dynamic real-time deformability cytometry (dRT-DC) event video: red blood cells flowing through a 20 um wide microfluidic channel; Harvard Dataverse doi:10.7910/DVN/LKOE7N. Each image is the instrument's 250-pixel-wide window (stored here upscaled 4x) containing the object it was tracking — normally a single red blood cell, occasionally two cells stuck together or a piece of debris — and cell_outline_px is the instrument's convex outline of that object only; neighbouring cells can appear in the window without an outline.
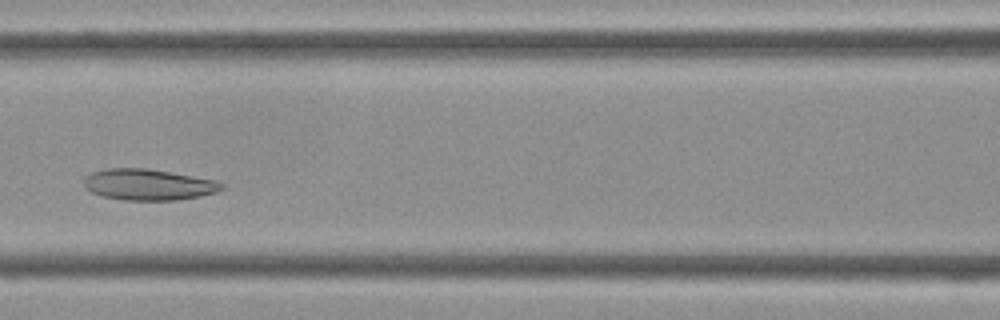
{"species": "Egyptian fruit bat (a non-hibernating species)", "species_latin": "Rousettus aegyptiacus", "temperature_condition": "cold", "stored_images_in_passage": 38, "camera_frame_rate_fps": 3000, "um_per_image_px": 0.085, "frame": {"image": 1, "passage_image": 13, "time_ms": 4.0, "image_size_px": [1000, 320], "cell_outline_px": [[224, 188], [216, 192], [200, 196], [180, 200], [124, 200], [104, 196], [92, 192], [84, 184], [84, 180], [92, 172], [104, 168], [144, 168], [216, 180], [224, 184]], "centroid_in_image_um": [12.64, 15.69], "position_along_channel_um": 154.0, "area_um2": 24.74}}
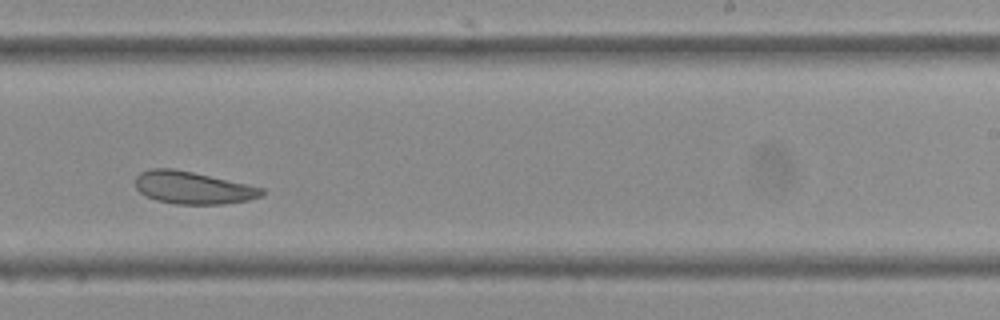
{"frame": {"image": 2, "passage_image": 21, "time_ms": 6.667, "image_size_px": [1000, 320], "cell_outline_px": [[264, 192], [260, 196], [248, 200], [224, 204], [176, 204], [156, 200], [140, 192], [136, 188], [136, 176], [140, 172], [152, 168], [172, 168], [192, 172], [248, 184], [264, 188]], "centroid_in_image_um": [16.39, 15.95], "position_along_channel_um": 272.6, "area_um2": 23.76}}
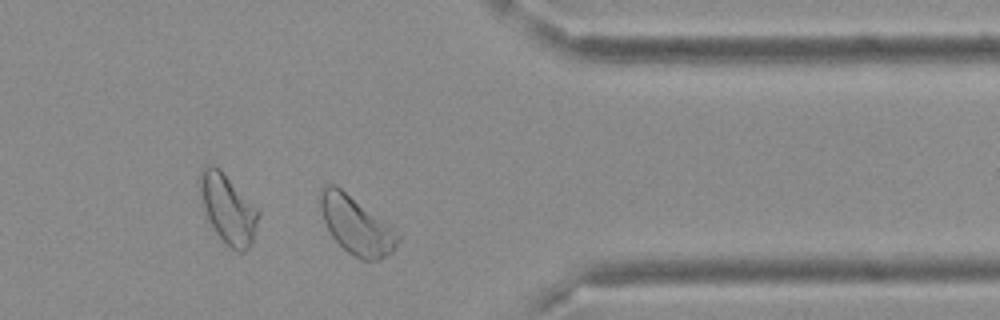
{"frame": {"image": 3, "passage_image": 29, "time_ms": 9.333, "image_size_px": [1000, 320], "cell_outline_px": [[400, 240], [392, 252], [380, 260], [364, 260], [348, 252], [332, 236], [320, 212], [320, 188], [324, 184], [336, 184], [384, 220], [400, 236]], "centroid_in_image_um": [30.27, 19.12], "position_along_channel_um": 381.1, "area_um2": 25.95}}